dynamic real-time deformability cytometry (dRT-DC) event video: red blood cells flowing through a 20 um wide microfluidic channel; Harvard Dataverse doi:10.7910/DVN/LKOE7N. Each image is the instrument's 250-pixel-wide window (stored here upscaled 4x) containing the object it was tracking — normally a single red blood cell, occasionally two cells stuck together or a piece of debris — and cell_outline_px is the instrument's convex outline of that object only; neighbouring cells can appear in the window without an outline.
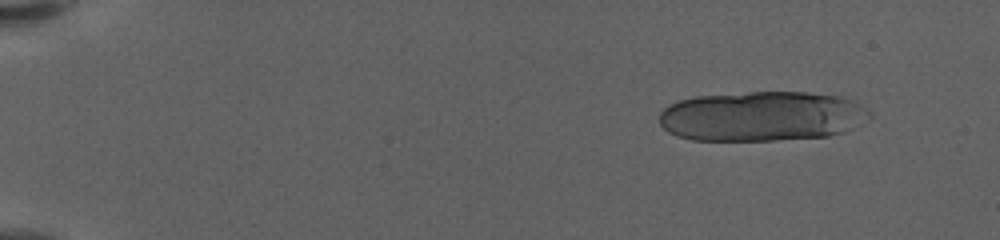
{"species": "human", "species_latin": "Homo sapiens", "temperature_condition": "warm", "stored_images_in_passage": 23, "camera_frame_rate_fps": 3000, "um_per_image_px": 0.085, "donor": {"sex": "female"}, "frame": {"image": 1, "passage_image": 6, "time_ms": 1.667, "image_size_px": [1000, 240], "cell_outline_px": [[872, 116], [852, 128], [844, 132], [828, 136], [776, 140], [692, 140], [676, 136], [668, 132], [660, 124], [660, 112], [668, 104], [680, 100], [696, 96], [748, 92], [804, 92], [836, 96], [860, 104], [868, 108], [872, 112]], "centroid_in_image_um": [64.74, 9.88], "position_along_channel_um": 20.3, "area_um2": 61.21}}